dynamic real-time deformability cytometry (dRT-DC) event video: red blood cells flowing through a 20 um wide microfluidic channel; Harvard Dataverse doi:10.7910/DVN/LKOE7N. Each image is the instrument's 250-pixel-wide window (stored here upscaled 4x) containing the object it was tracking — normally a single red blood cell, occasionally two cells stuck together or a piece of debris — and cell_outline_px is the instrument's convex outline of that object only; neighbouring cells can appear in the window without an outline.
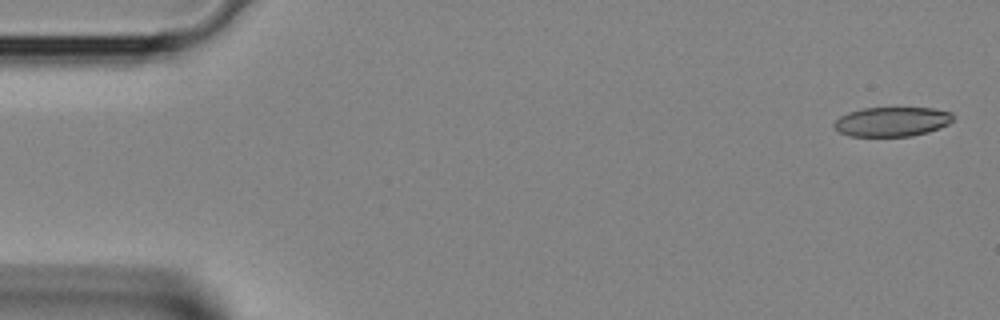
{"species": "Egyptian fruit bat (a non-hibernating species)", "species_latin": "Rousettus aegyptiacus", "temperature_condition": "room temperature", "stored_images_in_passage": 39, "camera_frame_rate_fps": 3000, "um_per_image_px": 0.085, "animal": {"sex": "female"}, "frame": {"image": 1, "passage_image": 1, "time_ms": 0.0, "image_size_px": [1000, 320], "cell_outline_px": [[952, 120], [948, 124], [940, 128], [928, 132], [912, 136], [848, 136], [840, 132], [832, 124], [840, 116], [848, 112], [864, 108], [932, 108], [952, 112]], "centroid_in_image_um": [75.81, 10.34], "position_along_channel_um": 9.2, "area_um2": 20.4}}
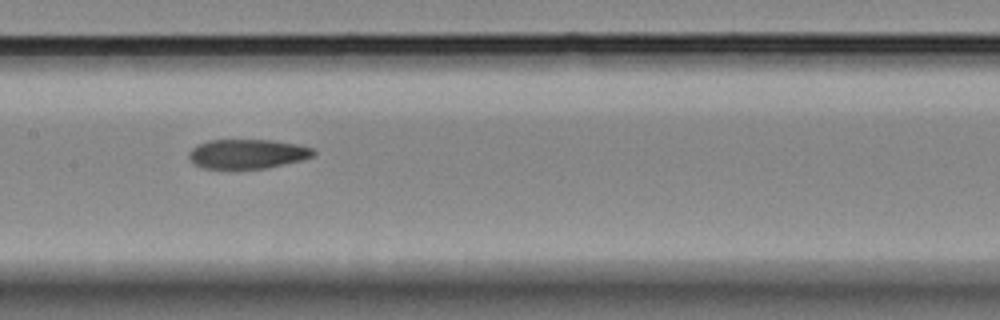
{"frame": {"image": 2, "passage_image": 19, "time_ms": 6.0, "image_size_px": [1000, 320], "cell_outline_px": [[316, 152], [312, 156], [300, 160], [264, 168], [204, 168], [188, 160], [188, 152], [196, 144], [208, 140], [272, 140], [296, 144], [312, 148]], "centroid_in_image_um": [20.97, 13.06], "position_along_channel_um": 186.4, "area_um2": 21.15}}
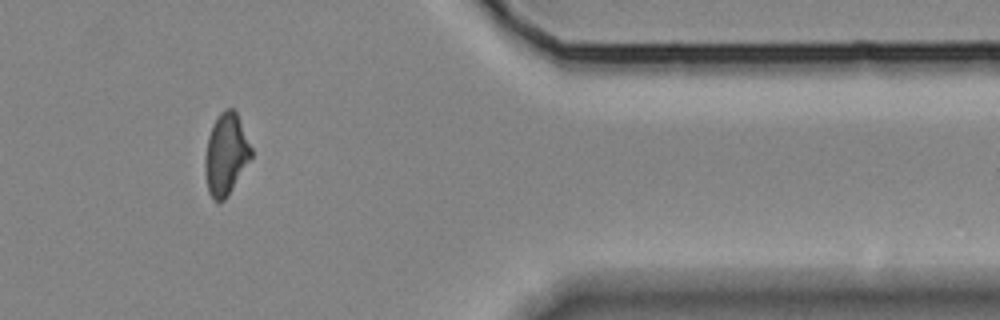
{"frame": {"image": 3, "passage_image": 33, "time_ms": 10.667, "image_size_px": [1000, 320], "cell_outline_px": [[252, 156], [232, 188], [224, 200], [212, 200], [208, 192], [204, 172], [204, 160], [208, 136], [212, 124], [216, 116], [224, 108], [232, 108], [236, 112], [252, 148]], "centroid_in_image_um": [19.17, 13.09], "position_along_channel_um": 392.2, "area_um2": 21.91}}